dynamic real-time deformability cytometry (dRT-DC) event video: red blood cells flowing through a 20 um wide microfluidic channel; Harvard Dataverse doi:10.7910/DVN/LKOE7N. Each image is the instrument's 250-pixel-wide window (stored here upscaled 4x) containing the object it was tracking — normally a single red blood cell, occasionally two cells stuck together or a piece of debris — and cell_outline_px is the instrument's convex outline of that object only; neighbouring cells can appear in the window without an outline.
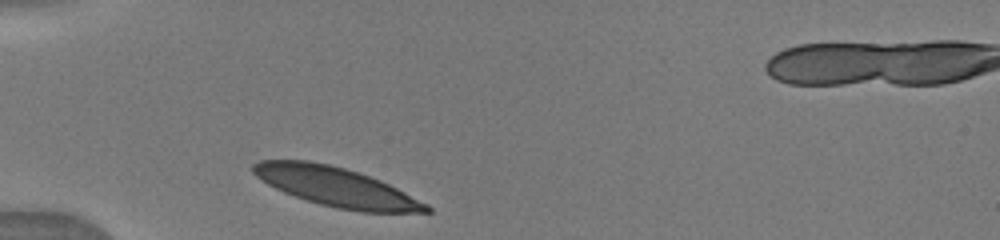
{"species": "human", "species_latin": "Homo sapiens", "temperature_condition": "warm", "stored_images_in_passage": 31, "camera_frame_rate_fps": 3000, "um_per_image_px": 0.085, "donor": {"sex": "male"}, "frame": {"image": 1, "passage_image": 1, "time_ms": 0.0, "image_size_px": [1000, 240], "cell_outline_px": [[432, 212], [360, 212], [336, 208], [320, 204], [284, 192], [268, 184], [256, 176], [252, 172], [252, 164], [260, 160], [308, 160], [328, 164], [344, 168], [380, 180], [428, 204], [432, 208]], "centroid_in_image_um": [28.56, 15.88], "position_along_channel_um": 56.4, "area_um2": 39.13}}
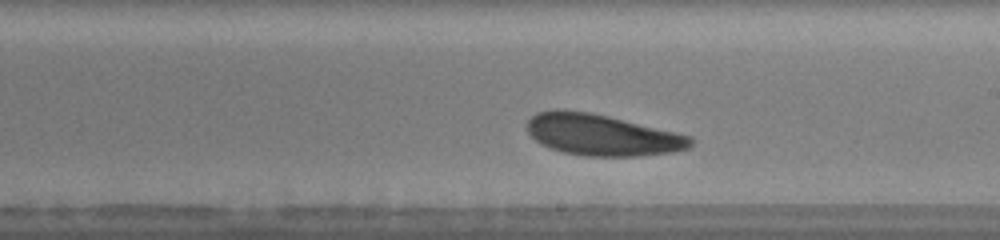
{"frame": {"image": 2, "passage_image": 17, "time_ms": 5.0, "image_size_px": [1000, 240], "cell_outline_px": [[692, 144], [688, 148], [672, 152], [640, 156], [584, 156], [564, 152], [540, 144], [528, 132], [528, 120], [536, 112], [556, 108], [560, 108], [588, 112], [608, 116], [676, 132], [692, 136]], "centroid_in_image_um": [51.15, 11.46], "position_along_channel_um": 237.8, "area_um2": 39.3}}
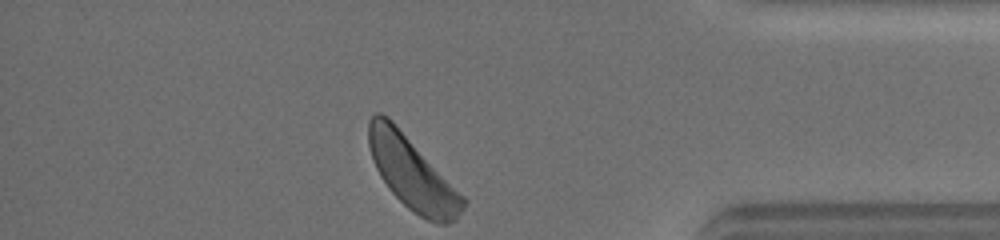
{"frame": {"image": 3, "passage_image": 31, "time_ms": 9.667, "image_size_px": [1000, 240], "cell_outline_px": [[468, 200], [464, 208], [456, 220], [448, 224], [436, 224], [420, 216], [408, 208], [388, 188], [380, 176], [372, 160], [368, 144], [368, 120], [376, 112], [380, 112], [388, 116], [392, 120]], "centroid_in_image_um": [35.04, 14.73], "position_along_channel_um": 400.2, "area_um2": 39.77}}